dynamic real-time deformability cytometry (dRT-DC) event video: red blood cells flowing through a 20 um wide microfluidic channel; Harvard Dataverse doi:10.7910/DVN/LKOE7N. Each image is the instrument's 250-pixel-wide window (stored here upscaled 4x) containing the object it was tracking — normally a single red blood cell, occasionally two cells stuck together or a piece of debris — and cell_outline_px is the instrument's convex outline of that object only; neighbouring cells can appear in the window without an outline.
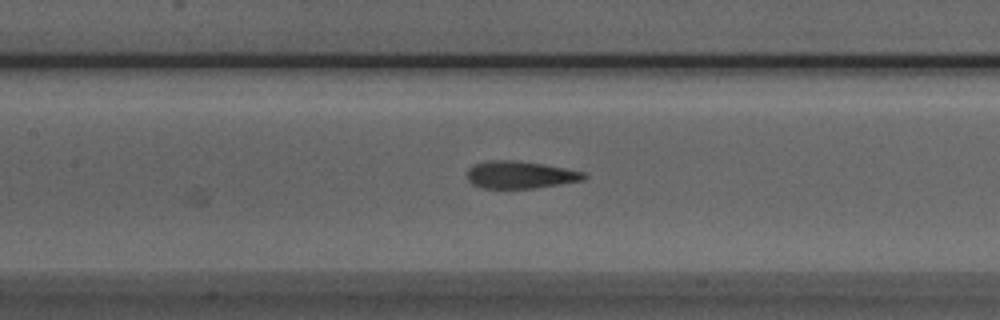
{"species": "Egyptian fruit bat (a non-hibernating species)", "species_latin": "Rousettus aegyptiacus", "temperature_condition": "room temperature", "stored_images_in_passage": 24, "camera_frame_rate_fps": 3000, "um_per_image_px": 0.085, "animal": {"sex": "male"}, "frame": {"image": 1, "passage_image": 10, "time_ms": 3.0, "image_size_px": [1000, 320], "cell_outline_px": [[588, 176], [584, 180], [536, 188], [484, 188], [472, 184], [468, 180], [468, 168], [472, 164], [488, 160], [512, 160], [544, 164], [588, 172]], "centroid_in_image_um": [44.25, 14.85], "position_along_channel_um": 163.2, "area_um2": 18.84}}
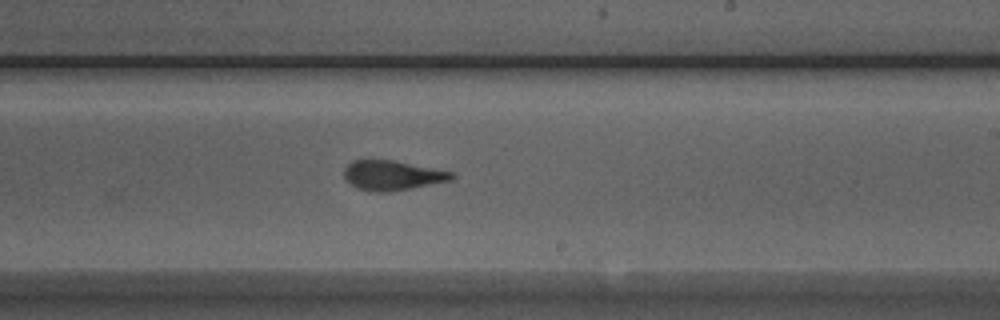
{"frame": {"image": 2, "passage_image": 17, "time_ms": 5.333, "image_size_px": [1000, 320], "cell_outline_px": [[456, 176], [452, 180], [392, 192], [368, 192], [356, 188], [344, 176], [344, 168], [352, 160], [392, 160], [452, 172]], "centroid_in_image_um": [33.33, 14.92], "position_along_channel_um": 255.7, "area_um2": 18.61}}
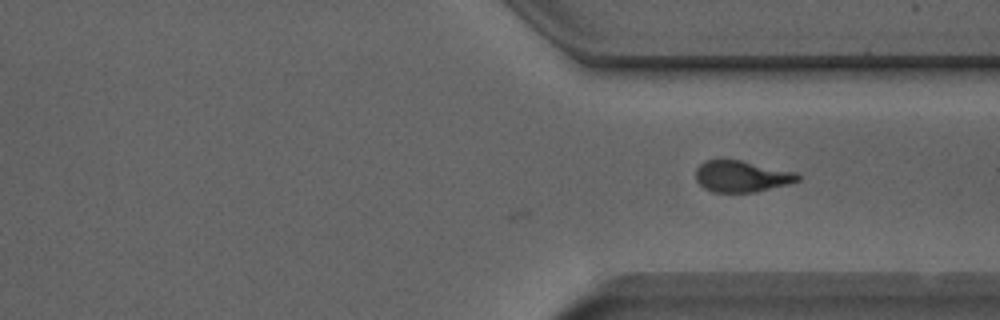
{"frame": {"image": 3, "passage_image": 24, "time_ms": 7.667, "image_size_px": [1000, 320], "cell_outline_px": [[800, 180], [788, 184], [756, 192], [712, 192], [704, 188], [696, 180], [696, 168], [704, 160], [740, 160], [796, 172], [800, 176]], "centroid_in_image_um": [63.03, 14.99], "position_along_channel_um": 348.4, "area_um2": 18.61}}